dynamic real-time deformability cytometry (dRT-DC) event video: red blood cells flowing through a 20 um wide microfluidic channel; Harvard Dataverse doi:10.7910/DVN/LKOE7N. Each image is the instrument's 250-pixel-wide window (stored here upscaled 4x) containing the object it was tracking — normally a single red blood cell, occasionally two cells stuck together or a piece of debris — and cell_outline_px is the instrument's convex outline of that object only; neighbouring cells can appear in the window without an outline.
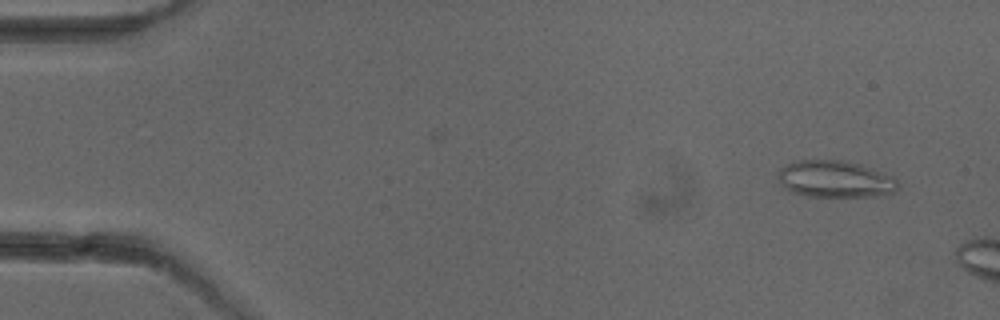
{"species": "common noctule bat (a hibernating species)", "species_latin": "Nyctalus noctula", "temperature_condition": "cold", "stored_images_in_passage": 4, "camera_frame_rate_fps": 3000, "um_per_image_px": 0.085, "animal": {"sex": "female"}, "frame": {"image": 1, "passage_image": 4, "time_ms": 4.667, "image_size_px": [1000, 320], "cell_outline_px": [[896, 192], [884, 196], [804, 196], [792, 192], [780, 184], [776, 176], [776, 172], [780, 168], [796, 160], [844, 160], [860, 164], [884, 172], [892, 176], [896, 180]], "centroid_in_image_um": [70.96, 15.22], "position_along_channel_um": 14.0, "area_um2": 26.01}}